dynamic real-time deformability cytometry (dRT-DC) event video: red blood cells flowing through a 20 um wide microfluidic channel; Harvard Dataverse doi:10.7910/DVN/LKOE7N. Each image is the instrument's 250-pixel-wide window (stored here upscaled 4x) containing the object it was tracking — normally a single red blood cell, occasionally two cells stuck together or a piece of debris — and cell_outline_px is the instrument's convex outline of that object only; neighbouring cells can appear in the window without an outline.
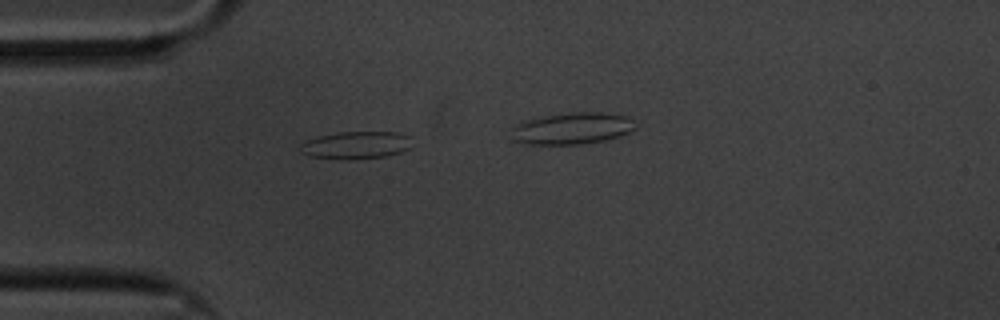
{"species": "common noctule bat (a hibernating species)", "species_latin": "Nyctalus noctula", "temperature_condition": "cold", "stored_images_in_passage": 12, "camera_frame_rate_fps": 3000, "um_per_image_px": 0.085, "animal": {"sex": "male", "body_mass_g": 20.1, "forearm_length_mm": 53.5}, "frame": {"image": 1, "passage_image": 3, "time_ms": 0.667, "image_size_px": [1000, 320], "cell_outline_px": [[412, 136], [408, 148], [400, 152], [384, 156], [308, 156], [300, 152], [300, 144], [304, 140], [316, 136], [340, 132], [396, 132]], "centroid_in_image_um": [30.25, 12.26], "position_along_channel_um": 54.8, "area_um2": 16.94}}
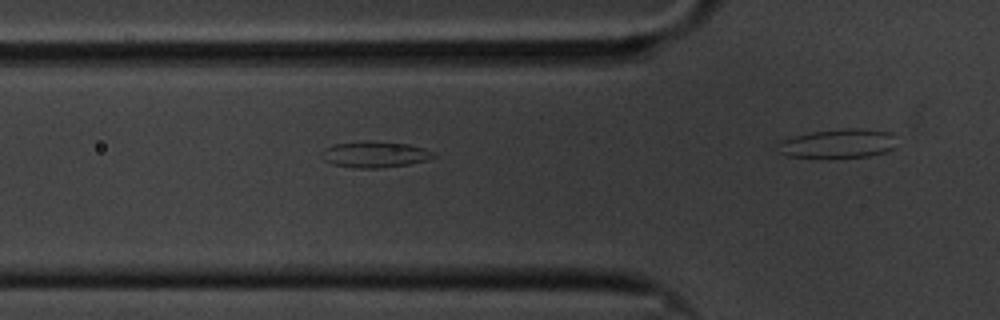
{"frame": {"image": 2, "passage_image": 7, "time_ms": 2.0, "image_size_px": [1000, 320], "cell_outline_px": [[436, 156], [428, 160], [408, 164], [380, 168], [356, 168], [332, 164], [324, 160], [320, 156], [320, 152], [324, 148], [332, 144], [364, 140], [408, 144], [424, 148], [432, 152]], "centroid_in_image_um": [31.8, 13.12], "position_along_channel_um": 94.0, "area_um2": 17.22}}